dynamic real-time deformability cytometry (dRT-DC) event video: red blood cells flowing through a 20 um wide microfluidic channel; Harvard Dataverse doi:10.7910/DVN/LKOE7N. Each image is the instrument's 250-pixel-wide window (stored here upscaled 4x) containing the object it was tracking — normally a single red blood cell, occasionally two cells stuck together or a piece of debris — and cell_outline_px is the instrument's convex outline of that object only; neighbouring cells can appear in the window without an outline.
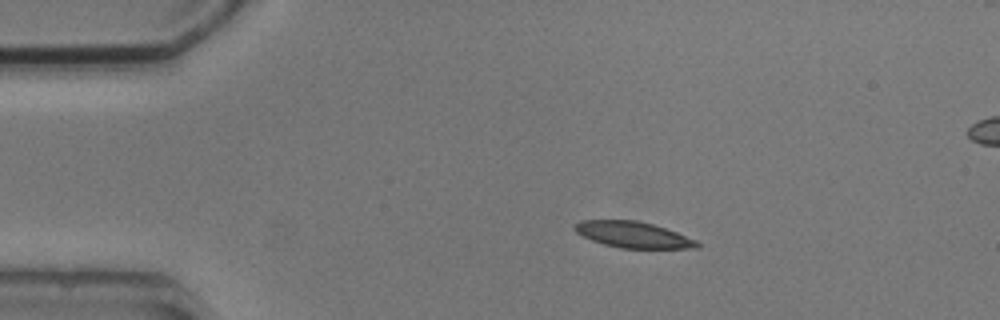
{"species": "common noctule bat (a hibernating species)", "species_latin": "Nyctalus noctula", "temperature_condition": "cold", "stored_images_in_passage": 7, "camera_frame_rate_fps": 3000, "um_per_image_px": 0.085, "animal": {"sex": "male", "body_mass_g": 20.5, "forearm_length_mm": 52.5}, "frame": {"image": 1, "passage_image": 1, "time_ms": 0.0, "image_size_px": [1000, 320], "cell_outline_px": [[700, 248], [620, 248], [604, 244], [592, 240], [576, 232], [572, 228], [580, 220], [636, 220], [652, 224], [676, 232], [696, 240], [700, 244]], "centroid_in_image_um": [53.81, 19.95], "position_along_channel_um": 31.2, "area_um2": 18.44}}